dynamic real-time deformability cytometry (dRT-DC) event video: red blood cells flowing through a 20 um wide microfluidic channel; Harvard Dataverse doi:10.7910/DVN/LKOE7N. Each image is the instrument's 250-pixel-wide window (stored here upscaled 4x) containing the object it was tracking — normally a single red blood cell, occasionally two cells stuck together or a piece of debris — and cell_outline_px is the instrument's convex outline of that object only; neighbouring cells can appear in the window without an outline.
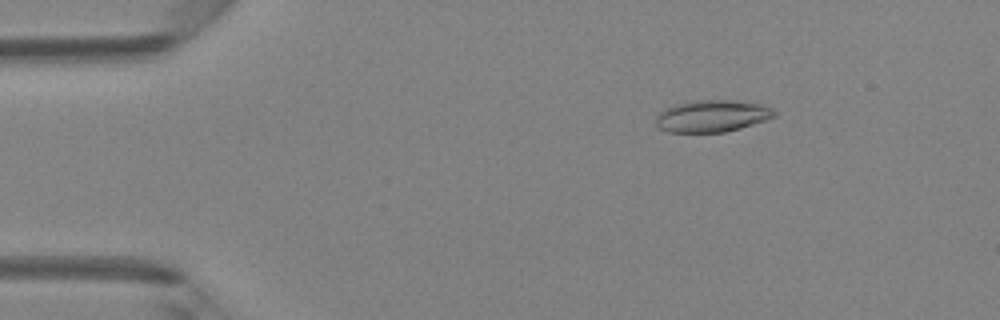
{"species": "Egyptian fruit bat (a non-hibernating species)", "species_latin": "Rousettus aegyptiacus", "temperature_condition": "room temperature", "stored_images_in_passage": 49, "camera_frame_rate_fps": 3000, "um_per_image_px": 0.085, "animal": {"sex": "female"}, "frame": {"image": 1, "passage_image": 8, "time_ms": 2.333, "image_size_px": [1000, 320], "cell_outline_px": [[776, 116], [768, 120], [740, 128], [724, 132], [668, 132], [660, 128], [656, 124], [656, 116], [664, 108], [676, 104], [696, 100], [732, 100], [760, 104], [772, 108], [776, 112]], "centroid_in_image_um": [60.54, 9.86], "position_along_channel_um": 24.5, "area_um2": 22.08}}
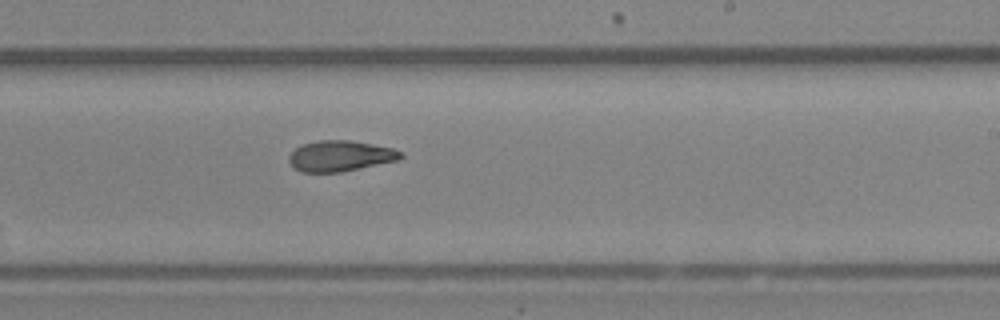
{"frame": {"image": 2, "passage_image": 30, "time_ms": 9.667, "image_size_px": [1000, 320], "cell_outline_px": [[404, 156], [400, 160], [340, 172], [300, 172], [292, 168], [288, 160], [288, 156], [300, 144], [320, 140], [348, 140], [372, 144], [392, 148], [404, 152]], "centroid_in_image_um": [28.91, 13.26], "position_along_channel_um": 260.1, "area_um2": 20.23}}
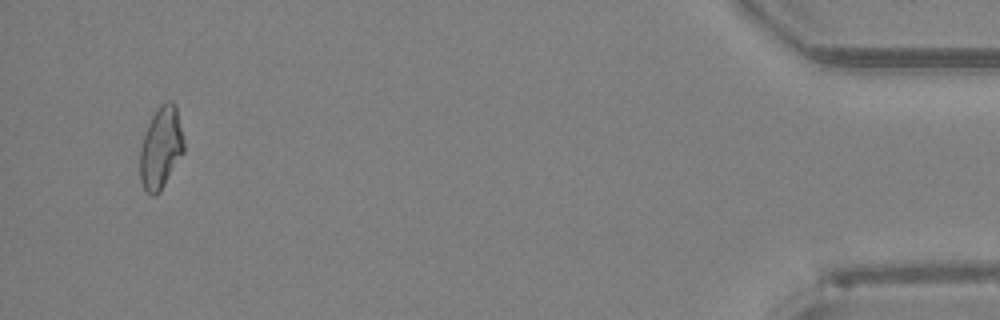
{"frame": {"image": 3, "passage_image": 47, "time_ms": 15.333, "image_size_px": [1000, 320], "cell_outline_px": [[184, 152], [160, 192], [156, 196], [152, 196], [144, 192], [140, 180], [140, 148], [148, 124], [152, 116], [160, 104], [168, 100], [172, 100], [176, 104], [184, 140]], "centroid_in_image_um": [13.68, 12.58], "position_along_channel_um": 421.5, "area_um2": 21.21}, "authors_computed_cell_mechanics": {"area_um2": 20.9236, "velocity_mm_per_s": 4.2209, "shape_relaxation_time_tau1_ms": null, "shape_relaxation_time_tau2_ms": 4.7064, "deformation_change_tau1": null, "deformation_change_tau2": 0.1278}}